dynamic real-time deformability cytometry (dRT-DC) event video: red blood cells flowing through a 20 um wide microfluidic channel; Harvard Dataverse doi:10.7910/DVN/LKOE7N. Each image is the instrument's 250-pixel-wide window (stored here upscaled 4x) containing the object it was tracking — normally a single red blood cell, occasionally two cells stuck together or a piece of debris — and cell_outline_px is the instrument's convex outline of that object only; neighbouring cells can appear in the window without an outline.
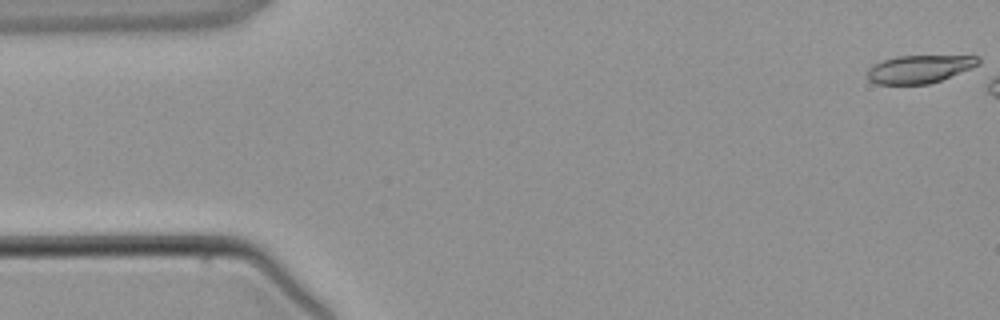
{"species": "common noctule bat (a hibernating species)", "species_latin": "Nyctalus noctula", "temperature_condition": "warm", "stored_images_in_passage": 3, "camera_frame_rate_fps": 3000, "um_per_image_px": 0.085, "animal": {"sex": "male", "body_mass_g": 21.5, "forearm_length_mm": 52.0}, "frame": {"image": 1, "passage_image": 1, "time_ms": 0.0, "image_size_px": [1000, 320], "cell_outline_px": [[980, 64], [940, 80], [928, 84], [876, 84], [868, 80], [868, 68], [872, 64], [896, 56], [980, 56]], "centroid_in_image_um": [78.11, 5.87], "position_along_channel_um": 6.9, "area_um2": 17.92}}